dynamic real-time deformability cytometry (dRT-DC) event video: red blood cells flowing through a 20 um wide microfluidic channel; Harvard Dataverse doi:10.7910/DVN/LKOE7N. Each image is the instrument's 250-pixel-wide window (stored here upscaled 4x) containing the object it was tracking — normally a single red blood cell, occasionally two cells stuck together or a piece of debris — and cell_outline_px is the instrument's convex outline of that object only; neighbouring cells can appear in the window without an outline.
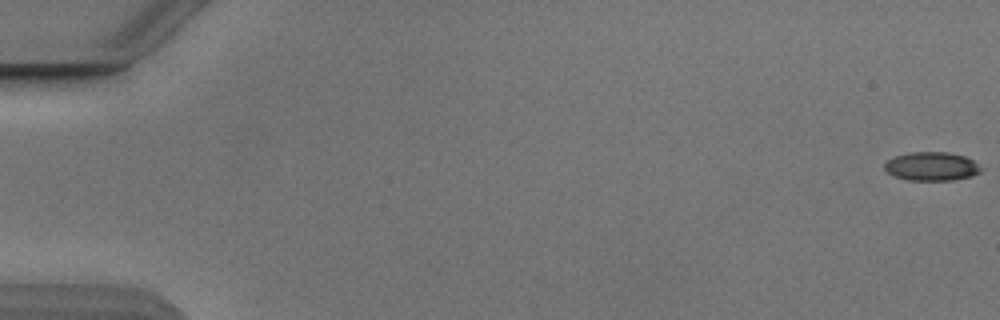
{"species": "Egyptian fruit bat (a non-hibernating species)", "species_latin": "Rousettus aegyptiacus", "temperature_condition": "cold", "stored_images_in_passage": 54, "camera_frame_rate_fps": 3000, "um_per_image_px": 0.085, "animal": {"sex": "male"}, "frame": {"image": 1, "passage_image": 1, "time_ms": 0.0, "image_size_px": [1000, 320], "cell_outline_px": [[984, 168], [980, 172], [972, 176], [952, 180], [908, 180], [896, 176], [888, 172], [884, 168], [884, 164], [888, 160], [896, 156], [908, 152], [948, 152], [964, 156], [972, 160]], "centroid_in_image_um": [79.22, 14.14], "position_along_channel_um": 5.8, "area_um2": 16.07}}
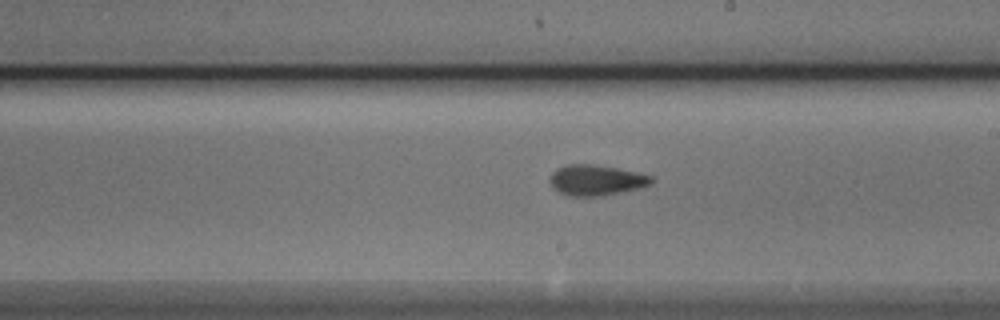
{"frame": {"image": 2, "passage_image": 32, "time_ms": 10.333, "image_size_px": [1000, 320], "cell_outline_px": [[652, 184], [644, 188], [604, 196], [568, 196], [552, 188], [552, 172], [556, 168], [568, 164], [596, 164], [636, 172], [652, 176]], "centroid_in_image_um": [50.72, 15.32], "position_along_channel_um": 238.3, "area_um2": 18.26}}
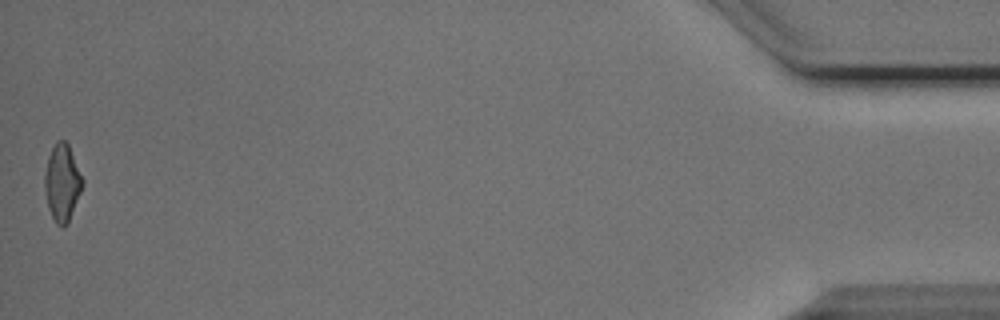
{"frame": {"image": 3, "passage_image": 54, "time_ms": 17.667, "image_size_px": [1000, 320], "cell_outline_px": [[84, 184], [68, 224], [64, 228], [60, 228], [56, 224], [48, 208], [44, 188], [44, 176], [48, 156], [56, 140], [64, 140], [68, 144], [84, 180]], "centroid_in_image_um": [5.29, 15.56], "position_along_channel_um": 429.9, "area_um2": 17.17}, "authors_computed_cell_mechanics": {"area_um2": 17.1377, "velocity_mm_per_s": 3.8845, "shape_relaxation_time_tau1_ms": 3.1534, "shape_relaxation_time_tau2_ms": 3.7195, "deformation_change_tau1": 0.1326, "deformation_change_tau2": 0.1146}}